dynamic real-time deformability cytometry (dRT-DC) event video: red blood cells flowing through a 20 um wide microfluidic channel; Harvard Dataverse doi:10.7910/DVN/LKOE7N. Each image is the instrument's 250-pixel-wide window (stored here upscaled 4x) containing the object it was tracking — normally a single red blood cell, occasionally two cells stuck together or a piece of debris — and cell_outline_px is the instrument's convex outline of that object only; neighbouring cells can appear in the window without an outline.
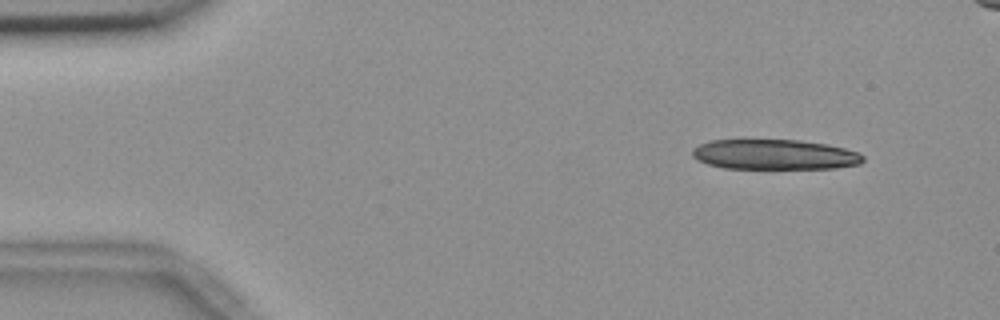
{"species": "common noctule bat (a hibernating species)", "species_latin": "Nyctalus noctula", "temperature_condition": "room temperature", "stored_images_in_passage": 5, "camera_frame_rate_fps": 3000, "um_per_image_px": 0.085, "animal": {"sex": "female", "body_mass_g": 18.4}, "frame": {"image": 1, "passage_image": 1, "time_ms": 0.0, "image_size_px": [1000, 320], "cell_outline_px": [[864, 160], [860, 164], [836, 168], [724, 168], [708, 164], [692, 156], [692, 148], [700, 144], [712, 140], [800, 140], [828, 144], [860, 152], [864, 156]], "centroid_in_image_um": [65.88, 13.13], "position_along_channel_um": 19.1, "area_um2": 29.94}}